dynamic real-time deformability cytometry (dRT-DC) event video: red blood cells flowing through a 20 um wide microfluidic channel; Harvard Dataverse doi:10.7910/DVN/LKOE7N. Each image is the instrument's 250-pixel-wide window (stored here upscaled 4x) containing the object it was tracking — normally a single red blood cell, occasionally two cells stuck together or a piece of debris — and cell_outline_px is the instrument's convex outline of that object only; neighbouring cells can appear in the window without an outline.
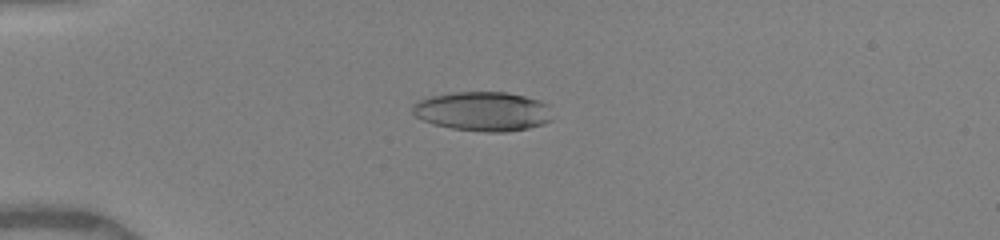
{"species": "human", "species_latin": "Homo sapiens", "temperature_condition": "warm", "stored_images_in_passage": 58, "camera_frame_rate_fps": 3000, "um_per_image_px": 0.085, "donor": {"sex": "female"}, "frame": {"image": 1, "passage_image": 12, "time_ms": 3.0, "image_size_px": [1000, 240], "cell_outline_px": [[552, 120], [544, 124], [528, 128], [504, 132], [488, 132], [452, 128], [432, 124], [416, 116], [412, 112], [412, 104], [420, 100], [432, 96], [452, 92], [508, 92], [540, 100], [548, 104]], "centroid_in_image_um": [41.06, 9.46], "position_along_channel_um": 43.9, "area_um2": 32.08}}
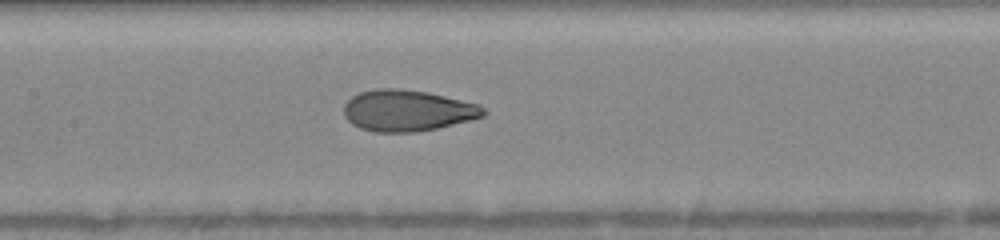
{"frame": {"image": 2, "passage_image": 29, "time_ms": 7.0, "image_size_px": [1000, 240], "cell_outline_px": [[488, 112], [484, 116], [436, 128], [416, 132], [376, 132], [360, 128], [352, 124], [344, 116], [344, 104], [352, 96], [360, 92], [376, 88], [400, 88], [428, 92], [480, 104]], "centroid_in_image_um": [34.62, 9.39], "position_along_channel_um": 172.8, "area_um2": 33.64}}
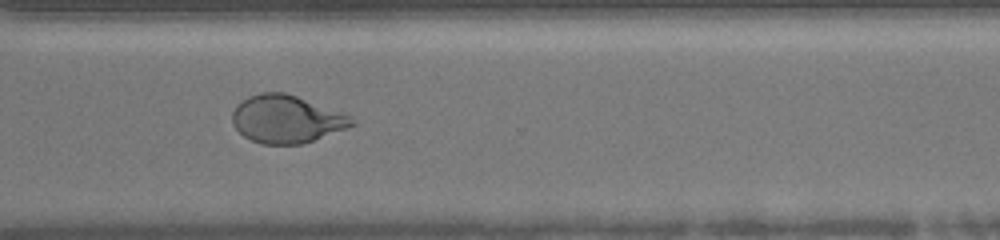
{"frame": {"image": 3, "passage_image": 57, "time_ms": 11.333, "image_size_px": [1000, 240], "cell_outline_px": [[356, 124], [348, 128], [304, 144], [264, 144], [252, 140], [244, 136], [232, 124], [232, 112], [236, 104], [248, 96], [260, 92], [284, 92], [344, 112], [352, 116], [356, 120]], "centroid_in_image_um": [24.38, 10.12], "position_along_channel_um": 346.2, "area_um2": 33.58}}